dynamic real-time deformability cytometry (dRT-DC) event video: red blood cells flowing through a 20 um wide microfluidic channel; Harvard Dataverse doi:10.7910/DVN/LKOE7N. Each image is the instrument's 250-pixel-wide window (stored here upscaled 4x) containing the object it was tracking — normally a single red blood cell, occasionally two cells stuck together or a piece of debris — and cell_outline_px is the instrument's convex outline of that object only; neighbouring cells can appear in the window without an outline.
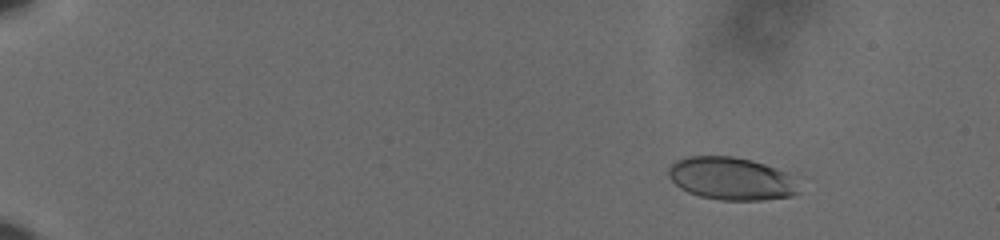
{"species": "human", "species_latin": "Homo sapiens", "temperature_condition": "cold", "stored_images_in_passage": 61, "camera_frame_rate_fps": 3000, "um_per_image_px": 0.085, "donor": {"sex": "male"}, "frame": {"image": 1, "passage_image": 10, "time_ms": 3.0, "image_size_px": [1000, 240], "cell_outline_px": [[796, 192], [792, 196], [760, 200], [720, 200], [700, 196], [688, 192], [680, 188], [668, 176], [668, 168], [676, 160], [688, 156], [732, 156], [752, 160], [776, 168], [784, 172]], "centroid_in_image_um": [62.03, 15.17], "position_along_channel_um": 23.0, "area_um2": 31.73}}
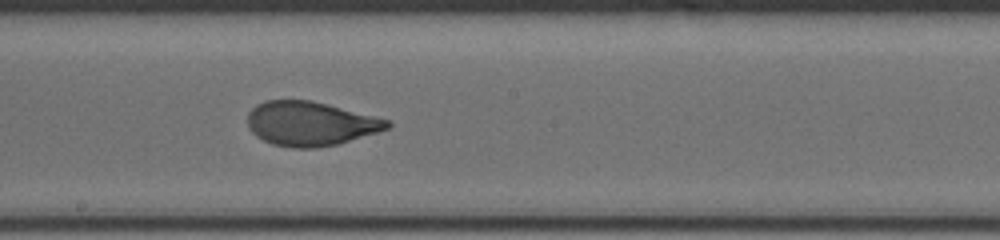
{"frame": {"image": 2, "passage_image": 38, "time_ms": 12.333, "image_size_px": [1000, 240], "cell_outline_px": [[392, 124], [388, 128], [376, 132], [336, 144], [316, 148], [292, 148], [272, 144], [256, 136], [248, 128], [248, 112], [256, 104], [264, 100], [312, 100], [392, 120]], "centroid_in_image_um": [26.36, 10.5], "position_along_channel_um": 221.8, "area_um2": 36.07}}
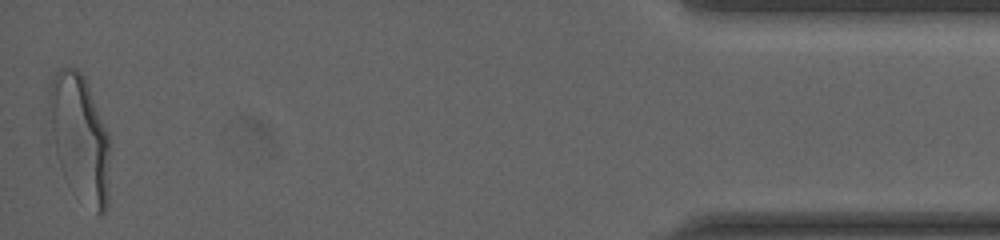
{"frame": {"image": 3, "passage_image": 61, "time_ms": 20.0, "image_size_px": [1000, 240], "cell_outline_px": [[108, 204], [104, 212], [96, 216], [68, 184], [60, 168], [56, 152], [52, 128], [48, 96], [48, 84], [56, 72], [60, 68], [76, 68], [84, 76], [108, 132]], "centroid_in_image_um": [6.78, 11.72], "position_along_channel_um": 428.4, "area_um2": 44.33}, "authors_computed_cell_mechanics": {"area_um2": 35.8938, "velocity_mm_per_s": 3.6203, "shape_relaxation_time_tau1_ms": 4.7877, "shape_relaxation_time_tau2_ms": null, "deformation_change_tau1": 0.177, "deformation_change_tau2": null}}